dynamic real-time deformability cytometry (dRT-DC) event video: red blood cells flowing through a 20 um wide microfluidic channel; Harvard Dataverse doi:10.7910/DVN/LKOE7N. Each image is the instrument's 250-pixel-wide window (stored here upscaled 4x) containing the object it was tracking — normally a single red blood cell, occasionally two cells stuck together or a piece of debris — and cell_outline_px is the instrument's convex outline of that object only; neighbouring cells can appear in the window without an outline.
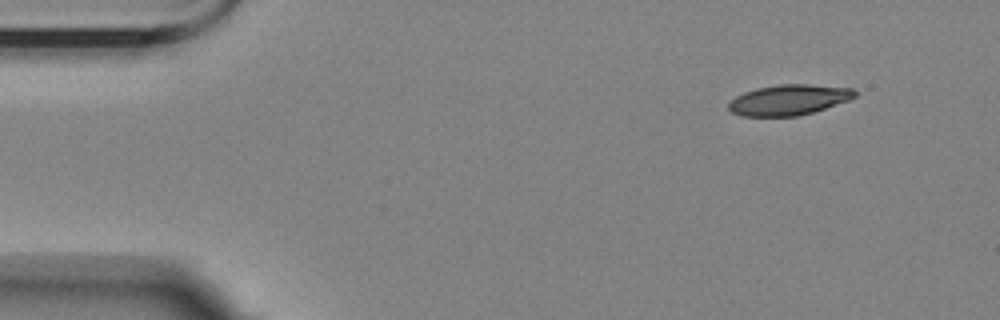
{"species": "Egyptian fruit bat (a non-hibernating species)", "species_latin": "Rousettus aegyptiacus", "temperature_condition": "room temperature", "stored_images_in_passage": 5, "camera_frame_rate_fps": 3000, "um_per_image_px": 0.085, "animal": {"sex": "female"}, "frame": {"image": 1, "passage_image": 1, "time_ms": 0.0, "image_size_px": [1000, 320], "cell_outline_px": [[856, 96], [848, 100], [812, 112], [796, 116], [740, 116], [732, 112], [728, 108], [728, 104], [736, 96], [744, 92], [756, 88], [780, 84], [808, 84], [852, 88], [856, 92]], "centroid_in_image_um": [67.02, 8.48], "position_along_channel_um": 18.0, "area_um2": 22.25}}
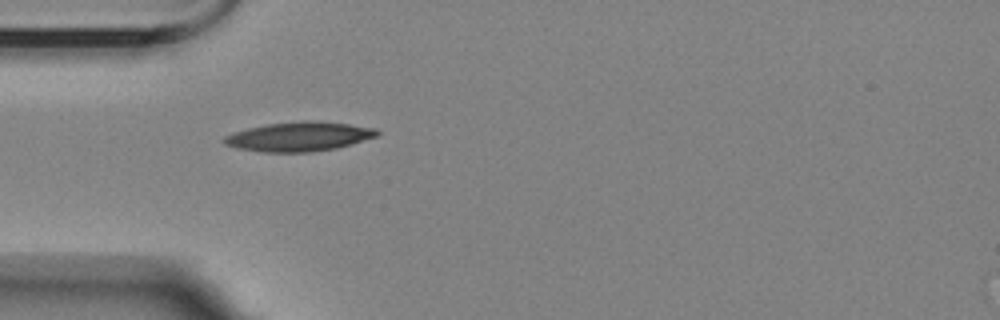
{"frame": {"image": 2, "passage_image": 4, "time_ms": 3.667, "image_size_px": [1000, 320], "cell_outline_px": [[380, 132], [376, 136], [336, 148], [308, 152], [264, 152], [240, 148], [224, 144], [220, 140], [224, 136], [232, 132], [248, 128], [268, 124], [300, 120], [316, 120], [348, 124], [376, 128]], "centroid_in_image_um": [25.38, 11.59], "position_along_channel_um": 59.6, "area_um2": 26.07}}
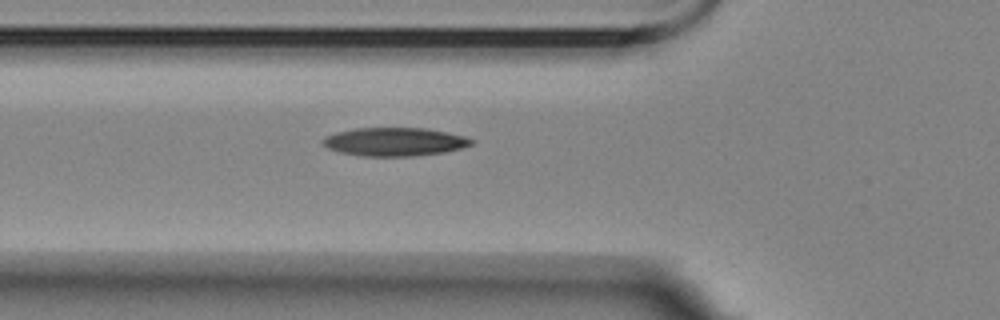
{"frame": {"image": 3, "passage_image": 5, "time_ms": 4.667, "image_size_px": [1000, 320], "cell_outline_px": [[472, 144], [460, 148], [444, 152], [412, 156], [360, 156], [340, 152], [328, 148], [324, 144], [324, 136], [336, 132], [356, 128], [424, 128], [448, 132], [464, 136], [472, 140]], "centroid_in_image_um": [33.52, 12.05], "position_along_channel_um": 92.3, "area_um2": 24.39}}